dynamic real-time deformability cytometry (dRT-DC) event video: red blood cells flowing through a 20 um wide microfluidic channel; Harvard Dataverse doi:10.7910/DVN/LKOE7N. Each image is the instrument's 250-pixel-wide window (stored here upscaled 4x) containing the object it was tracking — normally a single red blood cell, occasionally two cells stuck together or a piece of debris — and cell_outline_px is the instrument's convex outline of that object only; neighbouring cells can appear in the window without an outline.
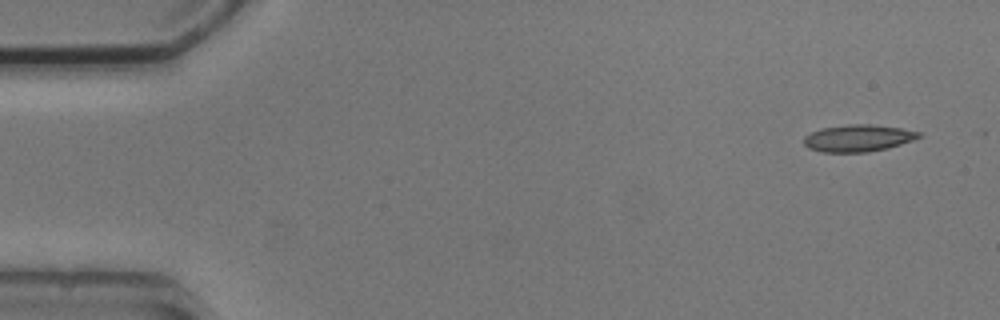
{"species": "common noctule bat (a hibernating species)", "species_latin": "Nyctalus noctula", "temperature_condition": "cold", "stored_images_in_passage": 7, "camera_frame_rate_fps": 3000, "um_per_image_px": 0.085, "animal": {"sex": "male", "body_mass_g": 20.5, "forearm_length_mm": 52.5}, "frame": {"image": 1, "passage_image": 1, "time_ms": 0.0, "image_size_px": [1000, 320], "cell_outline_px": [[924, 136], [888, 148], [868, 152], [824, 152], [808, 148], [804, 144], [804, 136], [820, 128], [848, 124], [872, 124], [900, 128], [920, 132]], "centroid_in_image_um": [72.94, 11.73], "position_along_channel_um": 12.1, "area_um2": 18.09}}
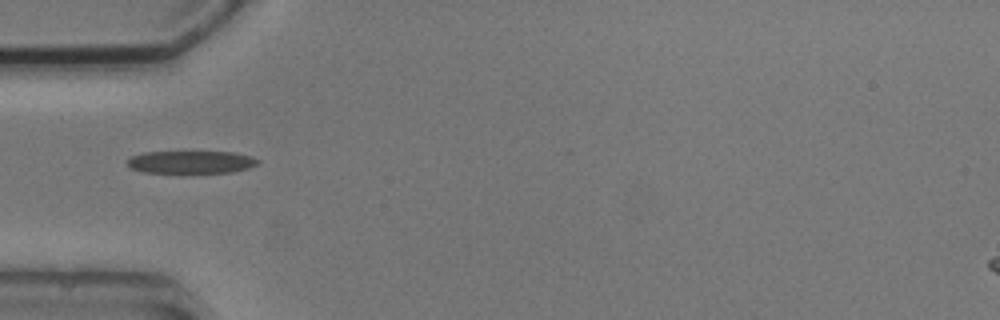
{"frame": {"image": 2, "passage_image": 5, "time_ms": 4.667, "image_size_px": [1000, 320], "cell_outline_px": [[260, 164], [248, 168], [232, 172], [144, 172], [132, 168], [128, 164], [128, 160], [132, 156], [144, 152], [232, 152], [252, 156], [260, 160]], "centroid_in_image_um": [16.31, 13.77], "position_along_channel_um": 68.7, "area_um2": 16.99}}